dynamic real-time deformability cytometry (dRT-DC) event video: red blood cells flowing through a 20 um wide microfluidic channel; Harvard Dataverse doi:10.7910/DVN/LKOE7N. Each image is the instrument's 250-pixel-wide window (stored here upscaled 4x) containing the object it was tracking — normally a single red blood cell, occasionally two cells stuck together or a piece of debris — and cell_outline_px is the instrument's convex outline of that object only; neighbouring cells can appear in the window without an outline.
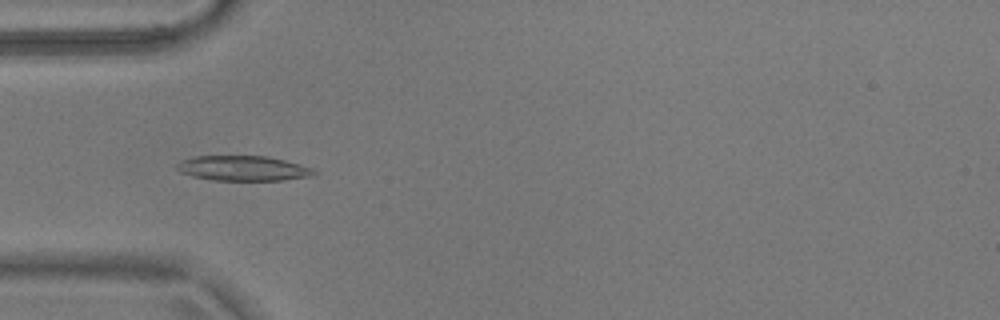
{"species": "common noctule bat (a hibernating species)", "species_latin": "Nyctalus noctula", "temperature_condition": "warm", "stored_images_in_passage": 52, "camera_frame_rate_fps": 3000, "um_per_image_px": 0.085, "animal": {"sex": "male", "body_mass_g": 17.9}, "frame": {"image": 1, "passage_image": 14, "time_ms": 4.333, "image_size_px": [1000, 320], "cell_outline_px": [[316, 172], [312, 176], [284, 180], [212, 180], [192, 176], [180, 172], [176, 168], [176, 164], [180, 160], [192, 156], [268, 156], [300, 164], [312, 168]], "centroid_in_image_um": [20.63, 14.3], "position_along_channel_um": 64.4, "area_um2": 20.06}}
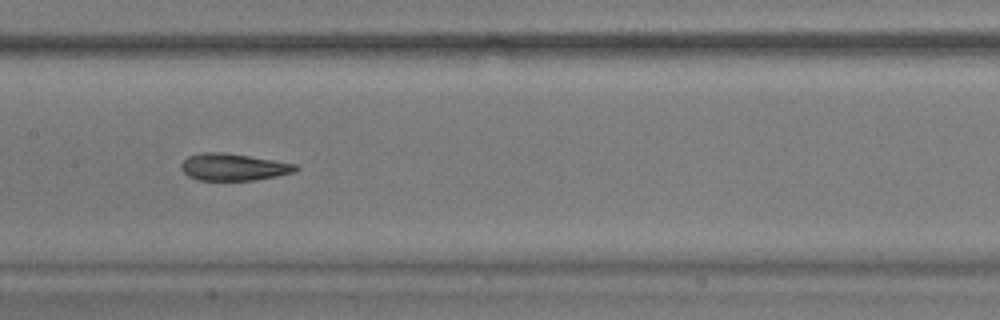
{"frame": {"image": 2, "passage_image": 24, "time_ms": 7.667, "image_size_px": [1000, 320], "cell_outline_px": [[300, 168], [292, 172], [276, 176], [252, 180], [196, 180], [188, 176], [180, 168], [180, 164], [188, 156], [200, 152], [224, 152], [296, 164]], "centroid_in_image_um": [19.78, 14.19], "position_along_channel_um": 187.6, "area_um2": 17.92}}
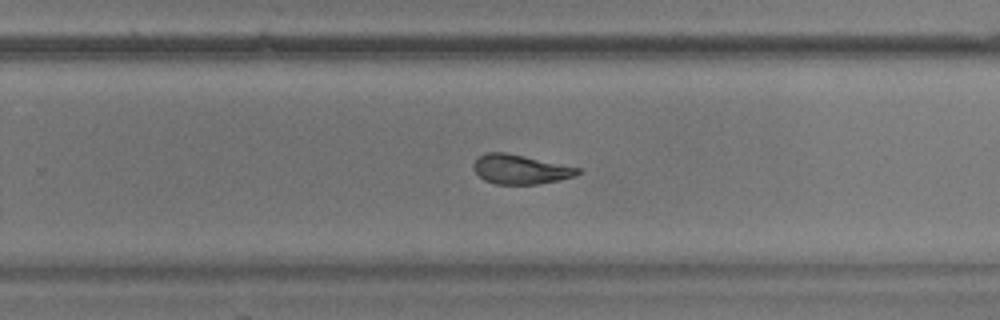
{"frame": {"image": 3, "passage_image": 32, "time_ms": 10.333, "image_size_px": [1000, 320], "cell_outline_px": [[580, 172], [576, 176], [560, 180], [540, 184], [496, 184], [484, 180], [472, 168], [472, 164], [484, 152], [504, 152], [524, 156], [580, 168]], "centroid_in_image_um": [44.22, 14.4], "position_along_channel_um": 285.6, "area_um2": 17.8}, "authors_computed_cell_mechanics": {"area_um2": 19.4208, "velocity_mm_per_s": 3.688, "shape_relaxation_time_tau1_ms": 11.298, "shape_relaxation_time_tau2_ms": 1.6951, "deformation_change_tau1": 0.2521, "deformation_change_tau2": 0.0893}}